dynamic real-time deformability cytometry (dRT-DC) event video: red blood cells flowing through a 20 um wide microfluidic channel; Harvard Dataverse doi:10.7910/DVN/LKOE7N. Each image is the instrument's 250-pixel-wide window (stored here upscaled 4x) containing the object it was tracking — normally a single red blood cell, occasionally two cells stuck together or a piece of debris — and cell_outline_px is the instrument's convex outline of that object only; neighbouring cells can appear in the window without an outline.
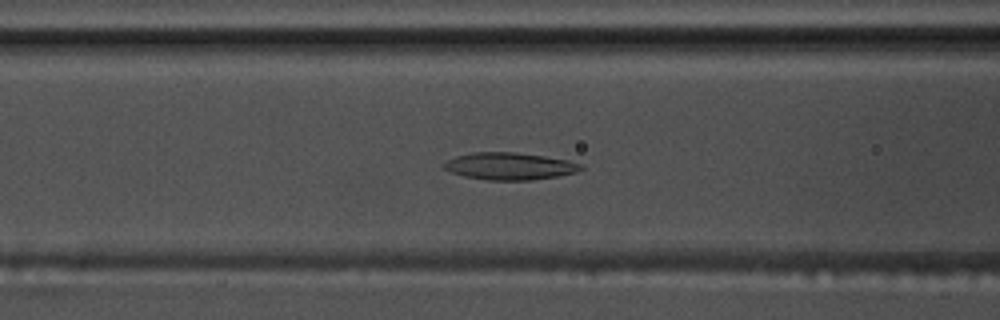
{"species": "common noctule bat (a hibernating species)", "species_latin": "Nyctalus noctula", "temperature_condition": "warm", "stored_images_in_passage": 46, "camera_frame_rate_fps": 3000, "um_per_image_px": 0.085, "animal": {"sex": "male", "body_mass_g": 17.5, "forearm_length_mm": 52.3}, "frame": {"image": 1, "passage_image": 13, "time_ms": 4.0, "image_size_px": [1000, 320], "cell_outline_px": [[584, 168], [576, 172], [556, 176], [532, 180], [488, 180], [464, 176], [452, 172], [444, 168], [444, 164], [448, 160], [456, 156], [472, 152], [516, 152], [544, 156], [568, 160], [584, 164]], "centroid_in_image_um": [43.35, 14.12], "position_along_channel_um": 123.2, "area_um2": 21.62}}
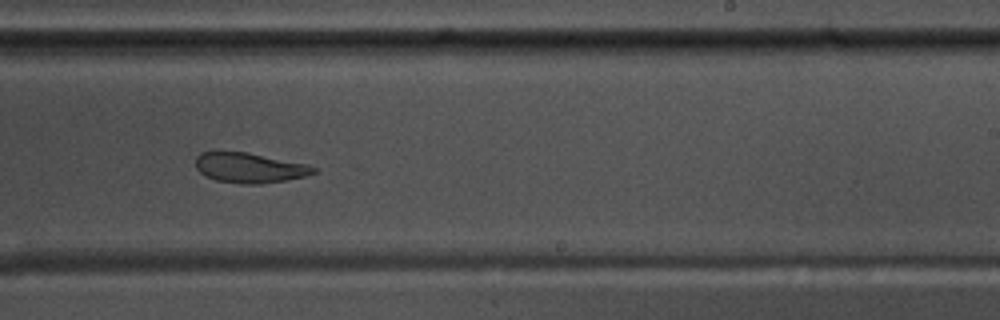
{"frame": {"image": 2, "passage_image": 25, "time_ms": 8.0, "image_size_px": [1000, 320], "cell_outline_px": [[320, 172], [288, 180], [260, 184], [244, 184], [216, 180], [200, 172], [196, 168], [196, 156], [200, 152], [248, 152], [308, 164], [320, 168]], "centroid_in_image_um": [21.29, 14.26], "position_along_channel_um": 267.7, "area_um2": 20.81}}
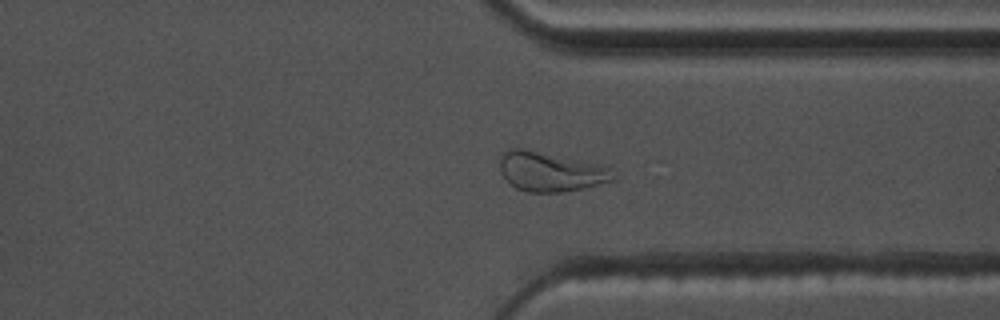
{"frame": {"image": 3, "passage_image": 33, "time_ms": 10.667, "image_size_px": [1000, 320], "cell_outline_px": [[616, 180], [584, 188], [560, 192], [528, 192], [516, 188], [500, 172], [500, 156], [508, 148], [524, 148], [600, 164], [612, 168], [616, 176]], "centroid_in_image_um": [46.83, 14.58], "position_along_channel_um": 364.6, "area_um2": 26.24}, "authors_computed_cell_mechanics": {"area_um2": 22.6576, "velocity_mm_per_s": 3.6246, "shape_relaxation_time_tau1_ms": null, "shape_relaxation_time_tau2_ms": 3.302, "deformation_change_tau1": null, "deformation_change_tau2": 0.1034}}